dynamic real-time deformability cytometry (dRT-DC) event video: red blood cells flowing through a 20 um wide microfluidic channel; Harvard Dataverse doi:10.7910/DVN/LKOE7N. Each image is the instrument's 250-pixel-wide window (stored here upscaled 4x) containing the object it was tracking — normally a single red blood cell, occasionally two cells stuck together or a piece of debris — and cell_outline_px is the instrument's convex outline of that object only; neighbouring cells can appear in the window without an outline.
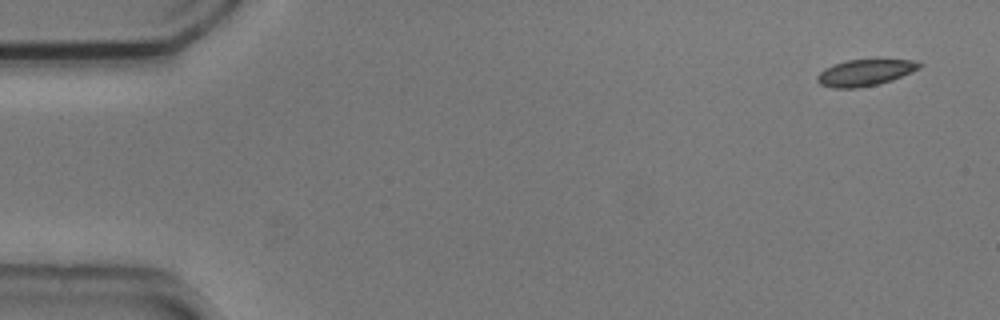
{"species": "common noctule bat (a hibernating species)", "species_latin": "Nyctalus noctula", "temperature_condition": "cold", "stored_images_in_passage": 9, "camera_frame_rate_fps": 3000, "um_per_image_px": 0.085, "animal": {"sex": "male", "body_mass_g": 20.5, "forearm_length_mm": 52.5}, "frame": {"image": 1, "passage_image": 1, "time_ms": 0.0, "image_size_px": [1000, 320], "cell_outline_px": [[924, 64], [920, 68], [892, 80], [876, 84], [856, 88], [832, 88], [820, 84], [816, 80], [816, 76], [824, 68], [832, 64], [848, 60], [916, 60]], "centroid_in_image_um": [73.5, 6.17], "position_along_channel_um": 11.5, "area_um2": 15.66}}
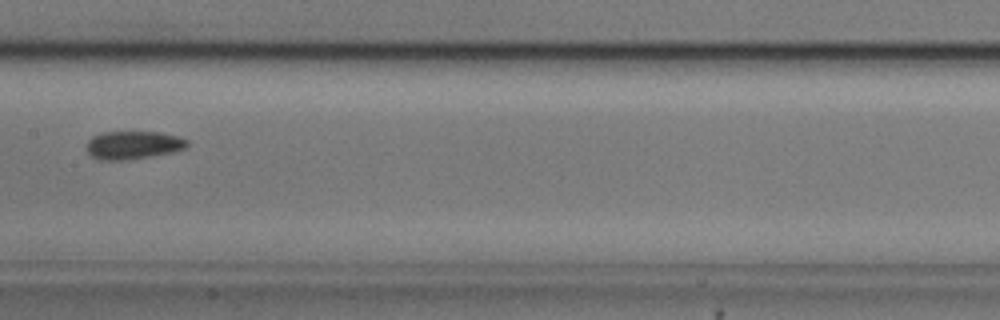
{"frame": {"image": 2, "passage_image": 8, "time_ms": 2.333, "image_size_px": [1000, 320], "cell_outline_px": [[188, 144], [184, 148], [172, 152], [152, 156], [128, 160], [100, 160], [92, 156], [88, 152], [88, 140], [92, 136], [100, 132], [160, 132], [180, 136], [188, 140]], "centroid_in_image_um": [11.33, 12.32], "position_along_channel_um": 196.1, "area_um2": 16.53}}